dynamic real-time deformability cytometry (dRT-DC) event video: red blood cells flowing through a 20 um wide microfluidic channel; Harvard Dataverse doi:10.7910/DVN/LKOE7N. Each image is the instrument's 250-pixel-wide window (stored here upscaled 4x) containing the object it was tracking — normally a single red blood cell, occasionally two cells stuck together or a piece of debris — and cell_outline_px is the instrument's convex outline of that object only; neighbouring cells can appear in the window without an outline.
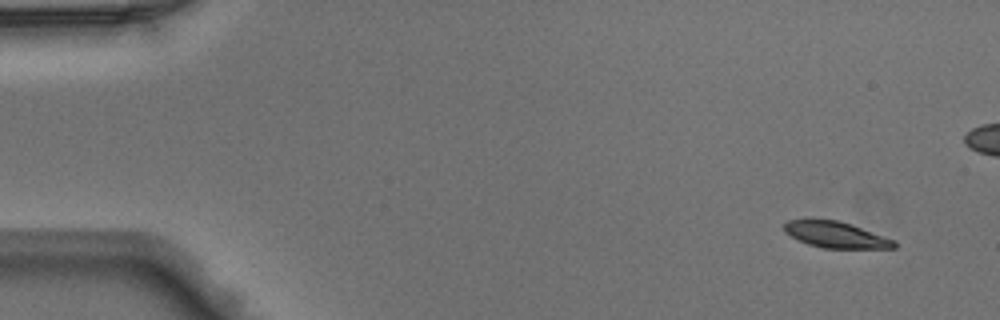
{"species": "Egyptian fruit bat (a non-hibernating species)", "species_latin": "Rousettus aegyptiacus", "temperature_condition": "warm", "stored_images_in_passage": 47, "camera_frame_rate_fps": 3000, "um_per_image_px": 0.085, "animal": {"sex": "male"}, "frame": {"image": 1, "passage_image": 1, "time_ms": 0.0, "image_size_px": [1000, 320], "cell_outline_px": [[896, 248], [824, 248], [808, 244], [784, 232], [784, 224], [788, 220], [836, 220], [852, 224], [896, 240]], "centroid_in_image_um": [71.09, 19.96], "position_along_channel_um": 13.9, "area_um2": 16.59}}
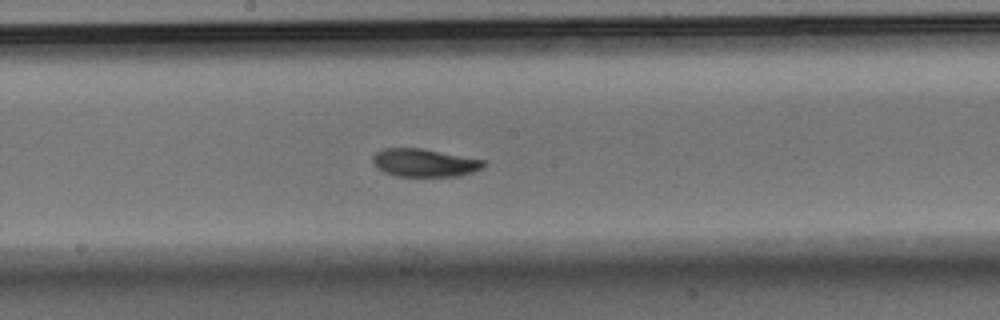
{"frame": {"image": 2, "passage_image": 24, "time_ms": 7.667, "image_size_px": [1000, 320], "cell_outline_px": [[488, 164], [484, 168], [460, 176], [396, 176], [384, 172], [376, 168], [372, 164], [372, 156], [376, 152], [384, 148], [420, 148], [484, 160]], "centroid_in_image_um": [36.06, 13.84], "position_along_channel_um": 212.1, "area_um2": 18.21}}
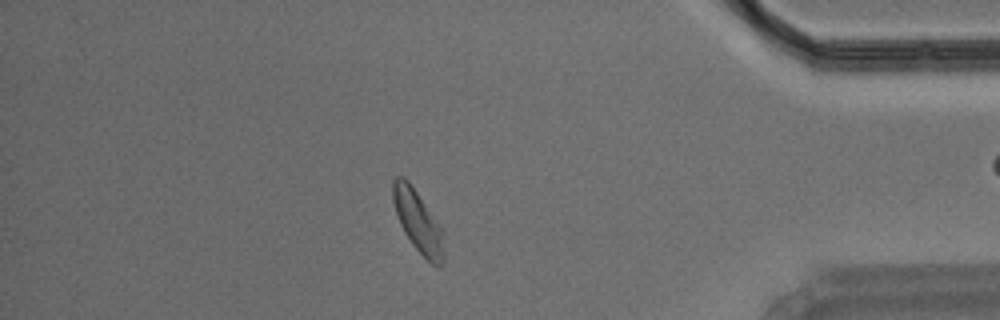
{"frame": {"image": 3, "passage_image": 40, "time_ms": 13.0, "image_size_px": [1000, 320], "cell_outline_px": [[444, 264], [432, 264], [412, 244], [404, 232], [400, 224], [392, 200], [392, 180], [396, 176], [404, 176], [408, 180], [444, 228]], "centroid_in_image_um": [35.55, 18.78], "position_along_channel_um": 399.6, "area_um2": 18.67}}